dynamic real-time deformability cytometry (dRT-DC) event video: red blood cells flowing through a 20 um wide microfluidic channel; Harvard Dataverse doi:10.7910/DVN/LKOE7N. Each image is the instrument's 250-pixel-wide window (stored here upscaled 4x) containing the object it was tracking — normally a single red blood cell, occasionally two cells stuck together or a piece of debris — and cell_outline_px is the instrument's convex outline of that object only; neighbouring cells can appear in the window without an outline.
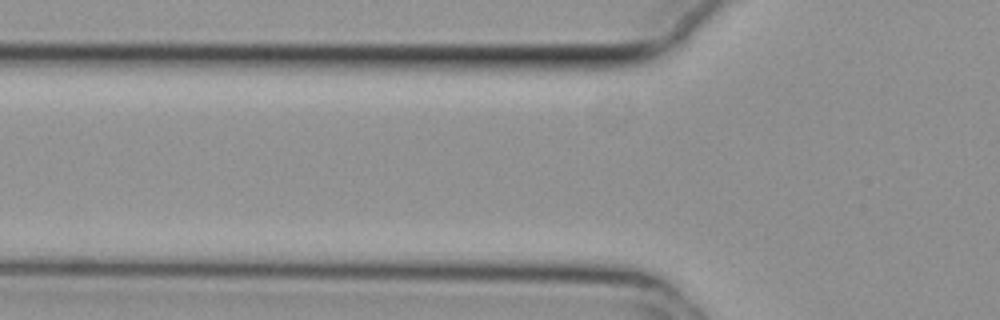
{"species": "common noctule bat (a hibernating species)", "species_latin": "Nyctalus noctula", "temperature_condition": "cold", "stored_images_in_passage": 4, "camera_frame_rate_fps": 3000, "um_per_image_px": 0.085, "animal": {"sex": "female", "body_mass_g": 29.2, "forearm_length_mm": 56.3}, "frame": {"image": 1, "passage_image": 3, "time_ms": 0.667, "image_size_px": [1000, 320], "cell_outline_px": [[608, 220], [600, 224], [560, 224], [444, 220], [420, 216], [420, 212], [432, 208], [480, 208], [600, 212]], "centroid_in_image_um": [43.81, 18.35], "position_along_channel_um": 82.0, "area_um2": 16.53}}